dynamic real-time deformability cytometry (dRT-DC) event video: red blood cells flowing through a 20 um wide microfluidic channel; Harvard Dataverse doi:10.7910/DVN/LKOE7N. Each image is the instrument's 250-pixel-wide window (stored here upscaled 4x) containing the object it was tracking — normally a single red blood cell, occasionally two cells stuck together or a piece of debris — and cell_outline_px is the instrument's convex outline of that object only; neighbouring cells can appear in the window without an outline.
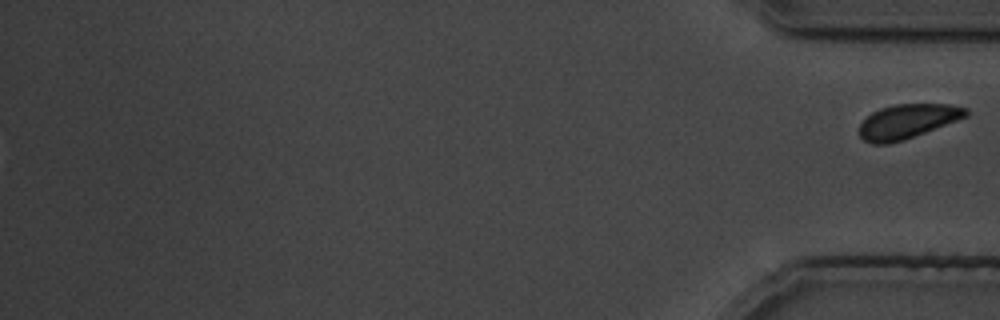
{"species": "common noctule bat (a hibernating species)", "species_latin": "Nyctalus noctula", "temperature_condition": "cold", "stored_images_in_passage": 39, "segment_of_instrument_passage": [2, 2], "camera_frame_rate_fps": 3000, "um_per_image_px": 0.085, "animal": {"sex": "male", "body_mass_g": 19.5, "forearm_length_mm": 54.6}, "frame": {"image": 1, "passage_image": 39, "time_ms": 47.333, "image_size_px": [1000, 320], "cell_outline_px": [[968, 116], [904, 140], [888, 144], [872, 144], [864, 140], [860, 136], [860, 124], [872, 112], [880, 108], [896, 104], [948, 104], [968, 108]], "centroid_in_image_um": [77.14, 10.31], "position_along_channel_um": 358.1, "area_um2": 21.21}}